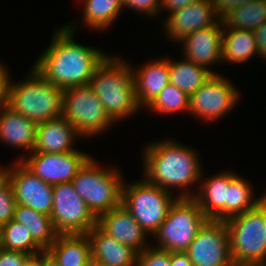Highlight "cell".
Segmentation results:
<instances>
[{"label":"cell","instance_id":"cell-1","mask_svg":"<svg viewBox=\"0 0 266 266\" xmlns=\"http://www.w3.org/2000/svg\"><path fill=\"white\" fill-rule=\"evenodd\" d=\"M75 26L78 25L68 23L57 29L49 47L32 66L45 80L63 90L89 85L96 67L108 55L99 48L75 42Z\"/></svg>","mask_w":266,"mask_h":266},{"label":"cell","instance_id":"cell-2","mask_svg":"<svg viewBox=\"0 0 266 266\" xmlns=\"http://www.w3.org/2000/svg\"><path fill=\"white\" fill-rule=\"evenodd\" d=\"M142 156L143 177L149 183L171 193L179 189L178 198L195 196V192L189 189L196 183L199 185L204 172L195 149L176 140L165 139L148 143Z\"/></svg>","mask_w":266,"mask_h":266},{"label":"cell","instance_id":"cell-3","mask_svg":"<svg viewBox=\"0 0 266 266\" xmlns=\"http://www.w3.org/2000/svg\"><path fill=\"white\" fill-rule=\"evenodd\" d=\"M132 67L126 60L107 55L96 67L89 82L114 123L136 114L140 109L135 97Z\"/></svg>","mask_w":266,"mask_h":266},{"label":"cell","instance_id":"cell-4","mask_svg":"<svg viewBox=\"0 0 266 266\" xmlns=\"http://www.w3.org/2000/svg\"><path fill=\"white\" fill-rule=\"evenodd\" d=\"M8 106L36 124L53 120L63 113V89L31 67L24 80L18 83L10 80Z\"/></svg>","mask_w":266,"mask_h":266},{"label":"cell","instance_id":"cell-5","mask_svg":"<svg viewBox=\"0 0 266 266\" xmlns=\"http://www.w3.org/2000/svg\"><path fill=\"white\" fill-rule=\"evenodd\" d=\"M235 266H266V196L253 209L225 221Z\"/></svg>","mask_w":266,"mask_h":266},{"label":"cell","instance_id":"cell-6","mask_svg":"<svg viewBox=\"0 0 266 266\" xmlns=\"http://www.w3.org/2000/svg\"><path fill=\"white\" fill-rule=\"evenodd\" d=\"M122 175L115 167L102 169L91 157L71 183L87 207L98 217L122 204Z\"/></svg>","mask_w":266,"mask_h":266},{"label":"cell","instance_id":"cell-7","mask_svg":"<svg viewBox=\"0 0 266 266\" xmlns=\"http://www.w3.org/2000/svg\"><path fill=\"white\" fill-rule=\"evenodd\" d=\"M122 187V205L131 213L136 222L151 236L167 217L171 205L178 198L144 177Z\"/></svg>","mask_w":266,"mask_h":266},{"label":"cell","instance_id":"cell-8","mask_svg":"<svg viewBox=\"0 0 266 266\" xmlns=\"http://www.w3.org/2000/svg\"><path fill=\"white\" fill-rule=\"evenodd\" d=\"M207 220L193 198H177L152 236L157 241L154 247L169 252H185Z\"/></svg>","mask_w":266,"mask_h":266},{"label":"cell","instance_id":"cell-9","mask_svg":"<svg viewBox=\"0 0 266 266\" xmlns=\"http://www.w3.org/2000/svg\"><path fill=\"white\" fill-rule=\"evenodd\" d=\"M84 137L102 134L114 123L90 85L73 86L63 90V113Z\"/></svg>","mask_w":266,"mask_h":266},{"label":"cell","instance_id":"cell-10","mask_svg":"<svg viewBox=\"0 0 266 266\" xmlns=\"http://www.w3.org/2000/svg\"><path fill=\"white\" fill-rule=\"evenodd\" d=\"M50 218L58 234H87L97 225V217L75 191L71 182L53 185Z\"/></svg>","mask_w":266,"mask_h":266},{"label":"cell","instance_id":"cell-11","mask_svg":"<svg viewBox=\"0 0 266 266\" xmlns=\"http://www.w3.org/2000/svg\"><path fill=\"white\" fill-rule=\"evenodd\" d=\"M232 84L226 76L213 74L190 96L189 113L207 123L230 114L240 101V93Z\"/></svg>","mask_w":266,"mask_h":266},{"label":"cell","instance_id":"cell-12","mask_svg":"<svg viewBox=\"0 0 266 266\" xmlns=\"http://www.w3.org/2000/svg\"><path fill=\"white\" fill-rule=\"evenodd\" d=\"M185 252L194 266H235L225 221L208 219Z\"/></svg>","mask_w":266,"mask_h":266},{"label":"cell","instance_id":"cell-13","mask_svg":"<svg viewBox=\"0 0 266 266\" xmlns=\"http://www.w3.org/2000/svg\"><path fill=\"white\" fill-rule=\"evenodd\" d=\"M91 155L80 151L67 153H30L19 159L35 176L42 181L56 185L70 183Z\"/></svg>","mask_w":266,"mask_h":266},{"label":"cell","instance_id":"cell-14","mask_svg":"<svg viewBox=\"0 0 266 266\" xmlns=\"http://www.w3.org/2000/svg\"><path fill=\"white\" fill-rule=\"evenodd\" d=\"M15 164L0 169L11 183L16 204L50 216L53 207V185L35 176L20 160H16Z\"/></svg>","mask_w":266,"mask_h":266},{"label":"cell","instance_id":"cell-15","mask_svg":"<svg viewBox=\"0 0 266 266\" xmlns=\"http://www.w3.org/2000/svg\"><path fill=\"white\" fill-rule=\"evenodd\" d=\"M164 29L167 37L179 42L186 35L216 24L220 18L215 12L214 1L197 0L190 5L171 12L165 18Z\"/></svg>","mask_w":266,"mask_h":266},{"label":"cell","instance_id":"cell-16","mask_svg":"<svg viewBox=\"0 0 266 266\" xmlns=\"http://www.w3.org/2000/svg\"><path fill=\"white\" fill-rule=\"evenodd\" d=\"M97 226L121 244L134 249L138 254L150 245L148 234L122 204L98 216Z\"/></svg>","mask_w":266,"mask_h":266},{"label":"cell","instance_id":"cell-17","mask_svg":"<svg viewBox=\"0 0 266 266\" xmlns=\"http://www.w3.org/2000/svg\"><path fill=\"white\" fill-rule=\"evenodd\" d=\"M223 26L220 19L212 26L186 35L178 42L183 44V58L204 66L215 74L210 65L221 62Z\"/></svg>","mask_w":266,"mask_h":266},{"label":"cell","instance_id":"cell-18","mask_svg":"<svg viewBox=\"0 0 266 266\" xmlns=\"http://www.w3.org/2000/svg\"><path fill=\"white\" fill-rule=\"evenodd\" d=\"M83 138L63 116L38 123L35 145L31 153H67L76 151L75 140Z\"/></svg>","mask_w":266,"mask_h":266},{"label":"cell","instance_id":"cell-19","mask_svg":"<svg viewBox=\"0 0 266 266\" xmlns=\"http://www.w3.org/2000/svg\"><path fill=\"white\" fill-rule=\"evenodd\" d=\"M149 62V63H148ZM133 70L135 97L138 106L148 107L169 84V59L160 58Z\"/></svg>","mask_w":266,"mask_h":266},{"label":"cell","instance_id":"cell-20","mask_svg":"<svg viewBox=\"0 0 266 266\" xmlns=\"http://www.w3.org/2000/svg\"><path fill=\"white\" fill-rule=\"evenodd\" d=\"M203 174L202 172L200 186H197L198 192L196 191L193 199L208 219L225 221V204L228 202L230 171L220 172L205 179Z\"/></svg>","mask_w":266,"mask_h":266},{"label":"cell","instance_id":"cell-21","mask_svg":"<svg viewBox=\"0 0 266 266\" xmlns=\"http://www.w3.org/2000/svg\"><path fill=\"white\" fill-rule=\"evenodd\" d=\"M91 244V258L99 266H136L138 253L95 225L87 233Z\"/></svg>","mask_w":266,"mask_h":266},{"label":"cell","instance_id":"cell-22","mask_svg":"<svg viewBox=\"0 0 266 266\" xmlns=\"http://www.w3.org/2000/svg\"><path fill=\"white\" fill-rule=\"evenodd\" d=\"M37 124L8 105L0 110V142L30 154L35 145Z\"/></svg>","mask_w":266,"mask_h":266},{"label":"cell","instance_id":"cell-23","mask_svg":"<svg viewBox=\"0 0 266 266\" xmlns=\"http://www.w3.org/2000/svg\"><path fill=\"white\" fill-rule=\"evenodd\" d=\"M47 251L59 266H83L91 259V244L87 234H59Z\"/></svg>","mask_w":266,"mask_h":266},{"label":"cell","instance_id":"cell-24","mask_svg":"<svg viewBox=\"0 0 266 266\" xmlns=\"http://www.w3.org/2000/svg\"><path fill=\"white\" fill-rule=\"evenodd\" d=\"M257 55L258 51L253 31L229 29L225 25L223 26L222 62L240 64Z\"/></svg>","mask_w":266,"mask_h":266},{"label":"cell","instance_id":"cell-25","mask_svg":"<svg viewBox=\"0 0 266 266\" xmlns=\"http://www.w3.org/2000/svg\"><path fill=\"white\" fill-rule=\"evenodd\" d=\"M13 220L27 227L33 240L43 250H47L59 235L49 215L21 204H16Z\"/></svg>","mask_w":266,"mask_h":266},{"label":"cell","instance_id":"cell-26","mask_svg":"<svg viewBox=\"0 0 266 266\" xmlns=\"http://www.w3.org/2000/svg\"><path fill=\"white\" fill-rule=\"evenodd\" d=\"M214 73L204 66L182 59L169 60V83L191 96L204 85Z\"/></svg>","mask_w":266,"mask_h":266},{"label":"cell","instance_id":"cell-27","mask_svg":"<svg viewBox=\"0 0 266 266\" xmlns=\"http://www.w3.org/2000/svg\"><path fill=\"white\" fill-rule=\"evenodd\" d=\"M253 194V186L251 187L248 180L230 171L228 202L225 204V221L253 209L266 196V192L256 198Z\"/></svg>","mask_w":266,"mask_h":266},{"label":"cell","instance_id":"cell-28","mask_svg":"<svg viewBox=\"0 0 266 266\" xmlns=\"http://www.w3.org/2000/svg\"><path fill=\"white\" fill-rule=\"evenodd\" d=\"M85 5L83 24L90 30L103 31L110 28L123 9L121 0H79Z\"/></svg>","mask_w":266,"mask_h":266},{"label":"cell","instance_id":"cell-29","mask_svg":"<svg viewBox=\"0 0 266 266\" xmlns=\"http://www.w3.org/2000/svg\"><path fill=\"white\" fill-rule=\"evenodd\" d=\"M229 29L254 31L266 22V0H254L234 8L222 18Z\"/></svg>","mask_w":266,"mask_h":266},{"label":"cell","instance_id":"cell-30","mask_svg":"<svg viewBox=\"0 0 266 266\" xmlns=\"http://www.w3.org/2000/svg\"><path fill=\"white\" fill-rule=\"evenodd\" d=\"M0 247L9 251H19L29 256L44 251L33 240L28 228L13 219L0 227Z\"/></svg>","mask_w":266,"mask_h":266},{"label":"cell","instance_id":"cell-31","mask_svg":"<svg viewBox=\"0 0 266 266\" xmlns=\"http://www.w3.org/2000/svg\"><path fill=\"white\" fill-rule=\"evenodd\" d=\"M190 96L184 91L169 83L159 93L156 99L147 107L149 112L172 115L180 111L189 113Z\"/></svg>","mask_w":266,"mask_h":266},{"label":"cell","instance_id":"cell-32","mask_svg":"<svg viewBox=\"0 0 266 266\" xmlns=\"http://www.w3.org/2000/svg\"><path fill=\"white\" fill-rule=\"evenodd\" d=\"M16 201L11 183L0 169V227L13 219Z\"/></svg>","mask_w":266,"mask_h":266},{"label":"cell","instance_id":"cell-33","mask_svg":"<svg viewBox=\"0 0 266 266\" xmlns=\"http://www.w3.org/2000/svg\"><path fill=\"white\" fill-rule=\"evenodd\" d=\"M171 252L149 245L137 256L136 266H170Z\"/></svg>","mask_w":266,"mask_h":266},{"label":"cell","instance_id":"cell-34","mask_svg":"<svg viewBox=\"0 0 266 266\" xmlns=\"http://www.w3.org/2000/svg\"><path fill=\"white\" fill-rule=\"evenodd\" d=\"M123 8L137 11L147 16H156L160 12V0H121Z\"/></svg>","mask_w":266,"mask_h":266},{"label":"cell","instance_id":"cell-35","mask_svg":"<svg viewBox=\"0 0 266 266\" xmlns=\"http://www.w3.org/2000/svg\"><path fill=\"white\" fill-rule=\"evenodd\" d=\"M29 255L19 251H9L0 247V266H22Z\"/></svg>","mask_w":266,"mask_h":266},{"label":"cell","instance_id":"cell-36","mask_svg":"<svg viewBox=\"0 0 266 266\" xmlns=\"http://www.w3.org/2000/svg\"><path fill=\"white\" fill-rule=\"evenodd\" d=\"M8 68L0 61V110L8 105L9 84L11 73Z\"/></svg>","mask_w":266,"mask_h":266},{"label":"cell","instance_id":"cell-37","mask_svg":"<svg viewBox=\"0 0 266 266\" xmlns=\"http://www.w3.org/2000/svg\"><path fill=\"white\" fill-rule=\"evenodd\" d=\"M252 1L254 0H214L215 12L222 19L234 8H238Z\"/></svg>","mask_w":266,"mask_h":266},{"label":"cell","instance_id":"cell-38","mask_svg":"<svg viewBox=\"0 0 266 266\" xmlns=\"http://www.w3.org/2000/svg\"><path fill=\"white\" fill-rule=\"evenodd\" d=\"M258 54L266 61V22L257 27L254 31Z\"/></svg>","mask_w":266,"mask_h":266},{"label":"cell","instance_id":"cell-39","mask_svg":"<svg viewBox=\"0 0 266 266\" xmlns=\"http://www.w3.org/2000/svg\"><path fill=\"white\" fill-rule=\"evenodd\" d=\"M197 0H160V12L161 10L166 12H174L181 8H184Z\"/></svg>","mask_w":266,"mask_h":266},{"label":"cell","instance_id":"cell-40","mask_svg":"<svg viewBox=\"0 0 266 266\" xmlns=\"http://www.w3.org/2000/svg\"><path fill=\"white\" fill-rule=\"evenodd\" d=\"M170 266H194L186 252H171Z\"/></svg>","mask_w":266,"mask_h":266},{"label":"cell","instance_id":"cell-41","mask_svg":"<svg viewBox=\"0 0 266 266\" xmlns=\"http://www.w3.org/2000/svg\"><path fill=\"white\" fill-rule=\"evenodd\" d=\"M40 266H59V264L47 250H44L40 252Z\"/></svg>","mask_w":266,"mask_h":266},{"label":"cell","instance_id":"cell-42","mask_svg":"<svg viewBox=\"0 0 266 266\" xmlns=\"http://www.w3.org/2000/svg\"><path fill=\"white\" fill-rule=\"evenodd\" d=\"M22 266H40V253L29 256Z\"/></svg>","mask_w":266,"mask_h":266},{"label":"cell","instance_id":"cell-43","mask_svg":"<svg viewBox=\"0 0 266 266\" xmlns=\"http://www.w3.org/2000/svg\"><path fill=\"white\" fill-rule=\"evenodd\" d=\"M83 266H99L92 258L86 262Z\"/></svg>","mask_w":266,"mask_h":266}]
</instances>
